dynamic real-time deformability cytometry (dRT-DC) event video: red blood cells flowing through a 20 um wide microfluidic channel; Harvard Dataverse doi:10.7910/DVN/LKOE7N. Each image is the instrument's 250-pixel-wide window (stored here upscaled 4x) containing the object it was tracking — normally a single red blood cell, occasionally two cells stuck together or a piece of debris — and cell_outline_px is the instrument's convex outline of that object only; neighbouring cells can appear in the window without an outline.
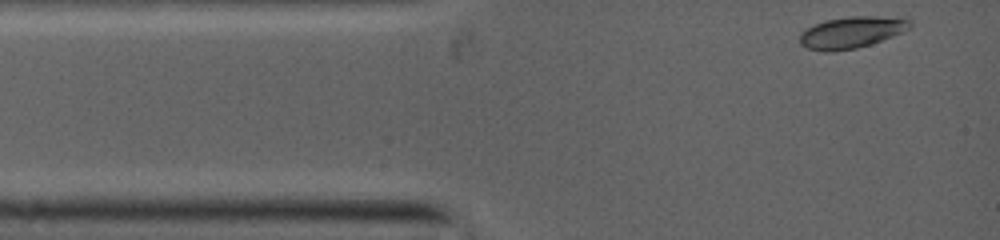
{"species": "common noctule bat (a hibernating species)", "species_latin": "Nyctalus noctula", "temperature_condition": "warm", "stored_images_in_passage": 26, "camera_frame_rate_fps": 5000, "um_per_image_px": 0.085, "animal": {"sex": "female", "body_mass_g": 19.0, "forearm_length_mm": 53.3}, "frame": {"image": 1, "passage_image": 1, "time_ms": 0.0, "image_size_px": [1000, 240], "cell_outline_px": [[912, 24], [908, 28], [900, 32], [880, 40], [856, 48], [808, 48], [800, 44], [800, 36], [808, 28], [816, 24], [828, 20], [908, 20]], "centroid_in_image_um": [72.29, 2.8], "position_along_channel_um": 12.7, "area_um2": 17.17}}
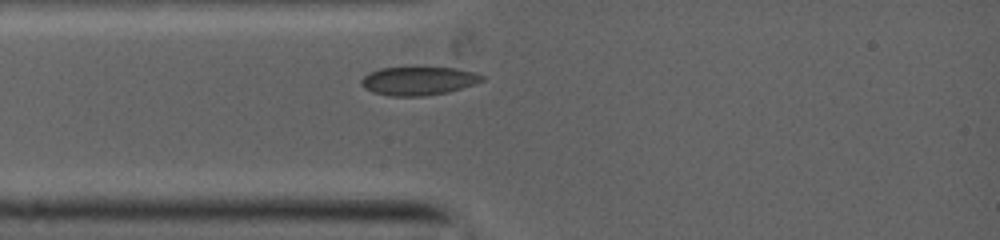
{"frame": {"image": 2, "passage_image": 16, "time_ms": 1.8, "image_size_px": [1000, 240], "cell_outline_px": [[484, 80], [460, 88], [444, 92], [420, 96], [392, 96], [372, 92], [364, 88], [360, 80], [364, 76], [380, 68], [412, 64], [456, 68], [476, 72], [484, 76]], "centroid_in_image_um": [35.54, 6.81], "position_along_channel_um": 49.5, "area_um2": 20.69}}
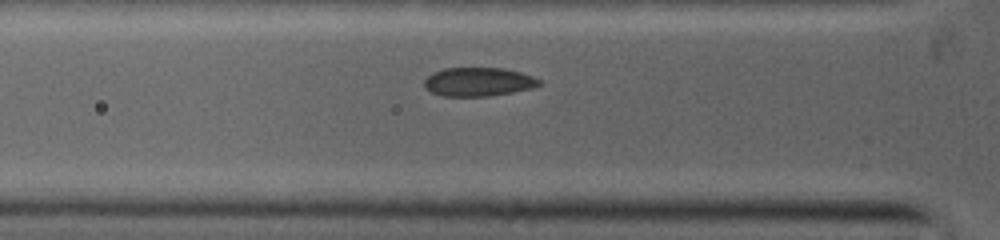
{"frame": {"image": 3, "passage_image": 23, "time_ms": 2.6, "image_size_px": [1000, 240], "cell_outline_px": [[540, 84], [532, 88], [512, 92], [488, 96], [444, 96], [432, 92], [424, 84], [424, 80], [432, 72], [444, 68], [504, 68], [520, 72], [532, 76], [540, 80]], "centroid_in_image_um": [40.66, 6.95], "position_along_channel_um": 85.1, "area_um2": 19.07}}